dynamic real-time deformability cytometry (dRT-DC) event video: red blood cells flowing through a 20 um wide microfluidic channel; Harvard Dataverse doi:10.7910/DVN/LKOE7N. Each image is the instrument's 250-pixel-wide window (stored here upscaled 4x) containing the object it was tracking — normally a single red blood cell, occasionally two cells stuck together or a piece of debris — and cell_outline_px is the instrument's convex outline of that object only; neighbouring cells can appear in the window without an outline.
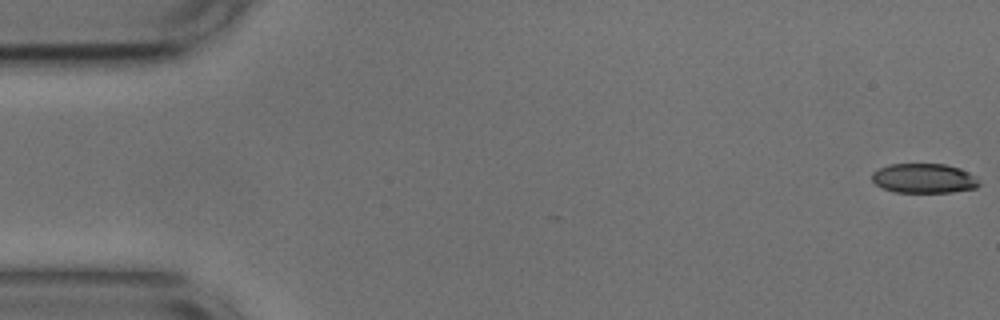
{"species": "common noctule bat (a hibernating species)", "species_latin": "Nyctalus noctula", "temperature_condition": "cold", "stored_images_in_passage": 54, "camera_frame_rate_fps": 3000, "um_per_image_px": 0.085, "animal": {"sex": "male", "body_mass_g": 17.9, "forearm_length_mm": 54.2}, "frame": {"image": 1, "passage_image": 1, "time_ms": 0.0, "image_size_px": [1000, 320], "cell_outline_px": [[980, 184], [976, 188], [952, 192], [896, 192], [884, 188], [876, 184], [872, 180], [872, 172], [888, 164], [944, 164], [960, 168], [976, 176]], "centroid_in_image_um": [78.55, 15.15], "position_along_channel_um": 6.4, "area_um2": 18.44}}
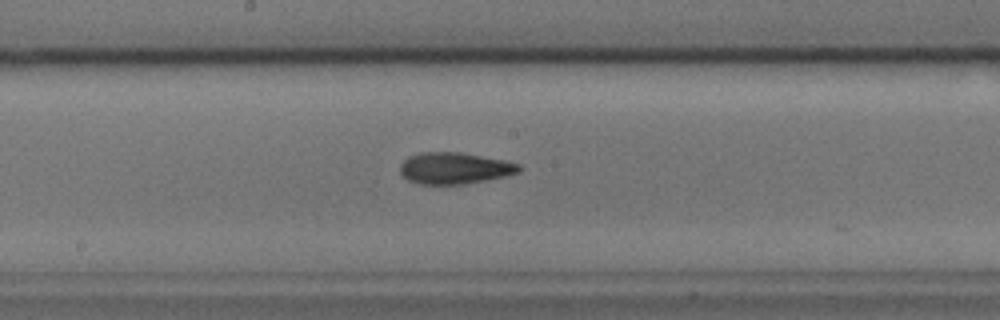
{"frame": {"image": 2, "passage_image": 28, "time_ms": 9.0, "image_size_px": [1000, 320], "cell_outline_px": [[524, 168], [520, 172], [504, 176], [464, 184], [420, 184], [408, 180], [400, 172], [400, 164], [408, 156], [420, 152], [460, 152], [504, 160], [520, 164]], "centroid_in_image_um": [38.64, 14.29], "position_along_channel_um": 209.6, "area_um2": 21.85}}
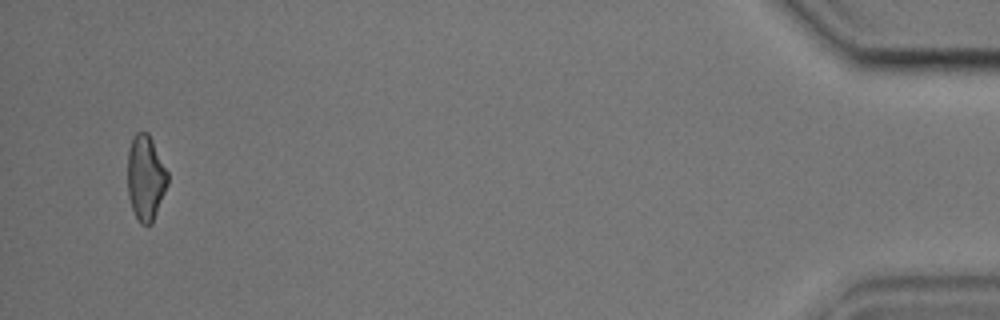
{"frame": {"image": 3, "passage_image": 52, "time_ms": 17.0, "image_size_px": [1000, 320], "cell_outline_px": [[168, 184], [152, 224], [140, 224], [132, 208], [128, 196], [128, 148], [132, 136], [136, 132], [148, 132], [168, 172]], "centroid_in_image_um": [12.37, 15.1], "position_along_channel_um": 422.8, "area_um2": 19.94}, "authors_computed_cell_mechanics": {"area_um2": 20.7213, "velocity_mm_per_s": 3.7127, "shape_relaxation_time_tau1_ms": 3.9827, "shape_relaxation_time_tau2_ms": 3.7991, "deformation_change_tau1": 0.1239, "deformation_change_tau2": 0.1213}}